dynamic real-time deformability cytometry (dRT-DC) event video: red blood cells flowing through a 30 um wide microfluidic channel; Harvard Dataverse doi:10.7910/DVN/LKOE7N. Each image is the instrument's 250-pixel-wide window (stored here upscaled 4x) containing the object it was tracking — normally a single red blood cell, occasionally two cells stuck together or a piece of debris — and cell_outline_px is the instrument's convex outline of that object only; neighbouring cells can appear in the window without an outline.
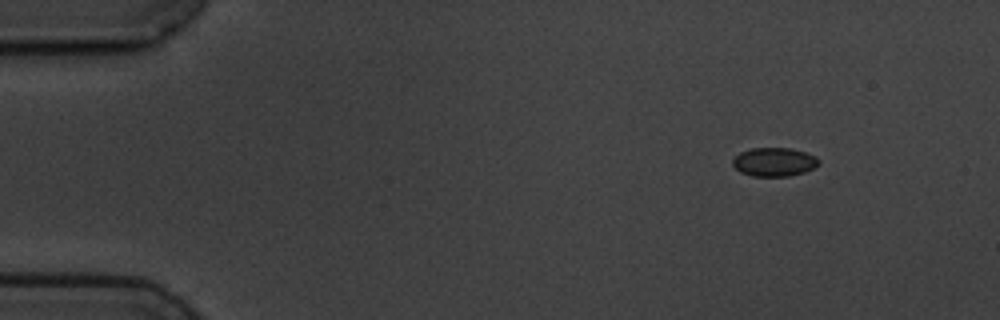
{"species": "common noctule bat (a hibernating species)", "species_latin": "Nyctalus noctula", "temperature_condition": "cold", "stored_images_in_passage": 5, "camera_frame_rate_fps": 3000, "um_per_image_px": 0.085, "animal": {"sex": "male", "body_mass_g": 19.5, "forearm_length_mm": 54.6}, "frame": {"image": 1, "passage_image": 1, "time_ms": 0.0, "image_size_px": [1000, 320], "cell_outline_px": [[820, 164], [804, 172], [788, 176], [752, 176], [740, 172], [732, 164], [732, 160], [740, 152], [752, 148], [792, 148], [816, 156], [820, 160]], "centroid_in_image_um": [65.81, 13.76], "position_along_channel_um": 19.2, "area_um2": 14.39}}
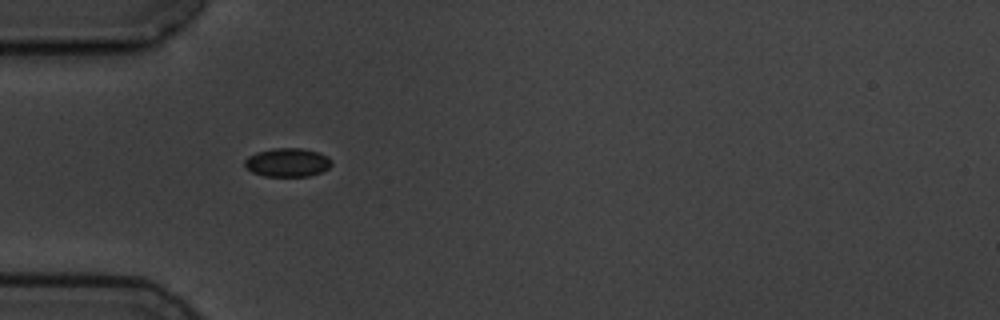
{"frame": {"image": 2, "passage_image": 4, "time_ms": 3.667, "image_size_px": [1000, 320], "cell_outline_px": [[332, 164], [328, 168], [320, 172], [308, 176], [264, 176], [252, 172], [244, 164], [244, 160], [248, 156], [256, 152], [272, 148], [300, 148], [316, 152], [328, 156], [332, 160]], "centroid_in_image_um": [24.42, 13.8], "position_along_channel_um": 60.6, "area_um2": 14.45}}
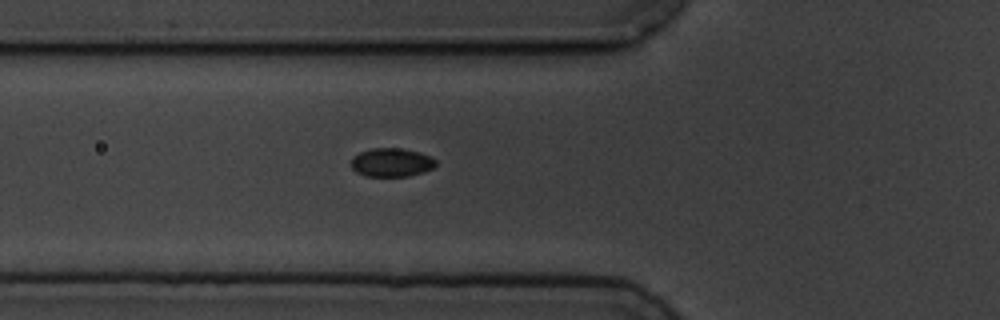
{"frame": {"image": 3, "passage_image": 5, "time_ms": 4.667, "image_size_px": [1000, 320], "cell_outline_px": [[436, 164], [432, 168], [424, 172], [408, 176], [368, 176], [356, 172], [352, 168], [352, 156], [360, 152], [372, 148], [404, 148], [420, 152], [436, 160]], "centroid_in_image_um": [33.28, 13.8], "position_along_channel_um": 92.5, "area_um2": 14.1}}